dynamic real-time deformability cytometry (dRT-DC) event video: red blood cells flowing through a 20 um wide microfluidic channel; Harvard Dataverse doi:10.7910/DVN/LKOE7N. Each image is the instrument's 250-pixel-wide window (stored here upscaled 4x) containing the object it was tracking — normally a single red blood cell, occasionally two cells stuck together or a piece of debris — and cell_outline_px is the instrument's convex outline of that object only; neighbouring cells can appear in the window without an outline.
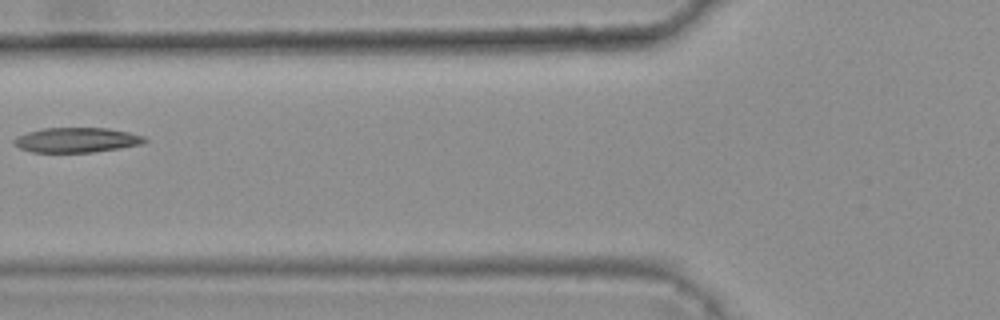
{"species": "common noctule bat (a hibernating species)", "species_latin": "Nyctalus noctula", "temperature_condition": "warm", "stored_images_in_passage": 6, "camera_frame_rate_fps": 3000, "um_per_image_px": 0.085, "animal": {"sex": "female", "body_mass_g": 25.1}, "frame": {"image": 1, "passage_image": 5, "time_ms": 1.333, "image_size_px": [1000, 320], "cell_outline_px": [[148, 140], [144, 144], [120, 148], [92, 152], [32, 152], [20, 148], [12, 140], [16, 136], [28, 132], [44, 128], [108, 128], [128, 132], [144, 136]], "centroid_in_image_um": [6.54, 11.9], "position_along_channel_um": 119.3, "area_um2": 18.9}}
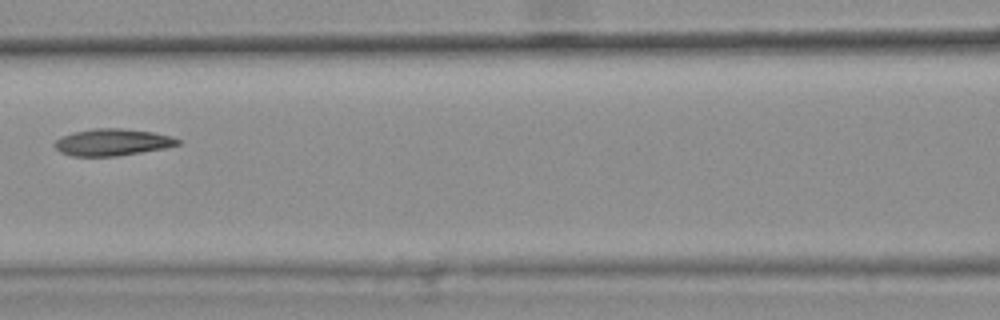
{"frame": {"image": 2, "passage_image": 6, "time_ms": 1.667, "image_size_px": [1000, 320], "cell_outline_px": [[180, 144], [164, 148], [116, 156], [72, 156], [60, 152], [52, 144], [60, 136], [72, 132], [92, 128], [120, 128], [152, 132], [172, 136], [180, 140]], "centroid_in_image_um": [9.5, 12.08], "position_along_channel_um": 157.1, "area_um2": 19.31}}